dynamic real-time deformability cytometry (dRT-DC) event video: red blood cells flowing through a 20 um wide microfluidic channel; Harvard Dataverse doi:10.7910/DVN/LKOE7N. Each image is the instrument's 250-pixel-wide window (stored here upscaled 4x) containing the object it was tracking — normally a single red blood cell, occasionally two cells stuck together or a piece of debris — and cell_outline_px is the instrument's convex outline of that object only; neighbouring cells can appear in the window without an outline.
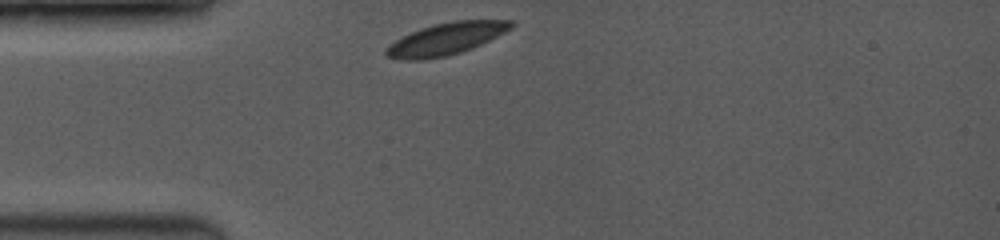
{"species": "common noctule bat (a hibernating species)", "species_latin": "Nyctalus noctula", "temperature_condition": "room temperature", "stored_images_in_passage": 43, "camera_frame_rate_fps": 3500, "um_per_image_px": 0.085, "animal": {"sex": "female", "body_mass_g": 19.0, "forearm_length_mm": 53.3}, "frame": {"image": 1, "passage_image": 1, "time_ms": 0.0, "image_size_px": [1000, 240], "cell_outline_px": [[516, 24], [512, 28], [480, 44], [460, 52], [444, 56], [420, 60], [404, 60], [384, 56], [384, 48], [396, 40], [420, 28], [452, 20], [512, 20]], "centroid_in_image_um": [37.89, 3.3], "position_along_channel_um": 47.1, "area_um2": 23.06}}
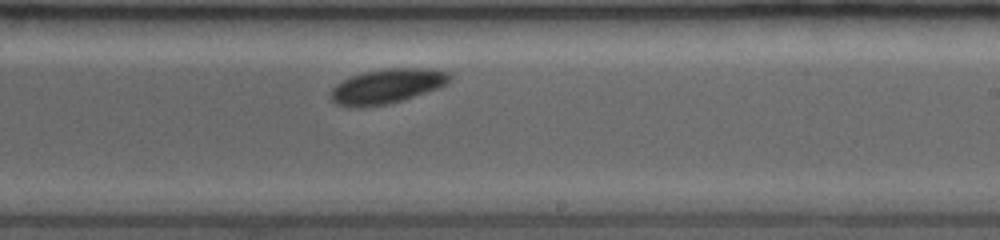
{"frame": {"image": 2, "passage_image": 23, "time_ms": 5.714, "image_size_px": [1000, 240], "cell_outline_px": [[452, 80], [448, 84], [440, 88], [392, 104], [360, 108], [348, 108], [336, 104], [328, 96], [332, 88], [336, 84], [352, 76], [364, 72], [384, 68], [432, 68], [452, 72]], "centroid_in_image_um": [32.94, 7.34], "position_along_channel_um": 256.1, "area_um2": 24.85}}
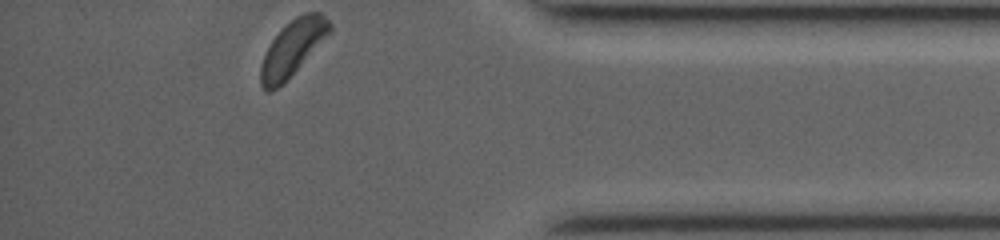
{"frame": {"image": 3, "passage_image": 42, "time_ms": 10.0, "image_size_px": [1000, 240], "cell_outline_px": [[332, 32], [284, 84], [268, 92], [260, 84], [260, 64], [272, 40], [280, 28], [296, 16], [304, 12], [320, 12], [332, 24]], "centroid_in_image_um": [24.89, 4.08], "position_along_channel_um": 410.3, "area_um2": 22.6}, "authors_computed_cell_mechanics": {"area_um2": 23.8714, "velocity_mm_per_s": 3.9422, "shape_relaxation_time_tau1_ms": 2.0541, "shape_relaxation_time_tau2_ms": null, "deformation_change_tau1": 0.0601, "deformation_change_tau2": null}}